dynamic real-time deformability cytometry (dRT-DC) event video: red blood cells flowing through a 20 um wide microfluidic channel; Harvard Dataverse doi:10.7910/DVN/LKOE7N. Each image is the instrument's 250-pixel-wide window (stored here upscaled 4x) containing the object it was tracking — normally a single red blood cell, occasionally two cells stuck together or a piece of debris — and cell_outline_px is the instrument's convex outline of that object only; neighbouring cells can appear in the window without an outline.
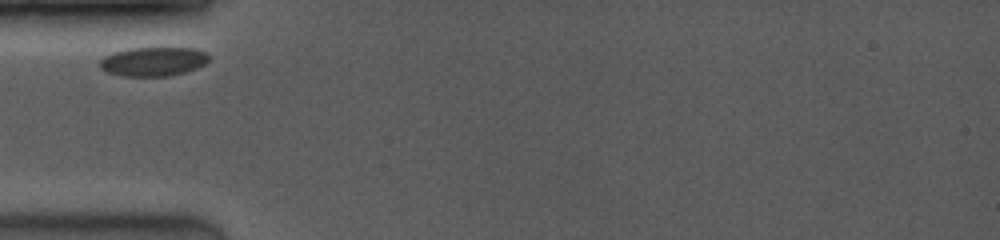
{"species": "common noctule bat (a hibernating species)", "species_latin": "Nyctalus noctula", "temperature_condition": "room temperature", "stored_images_in_passage": 13, "camera_frame_rate_fps": 4000, "um_per_image_px": 0.085, "animal": {"sex": "female", "body_mass_g": 19.0, "forearm_length_mm": 53.3}, "frame": {"image": 1, "passage_image": 1, "time_ms": 0.0, "image_size_px": [1000, 240], "cell_outline_px": [[208, 60], [204, 64], [196, 68], [184, 72], [164, 76], [124, 76], [108, 72], [100, 68], [100, 60], [104, 56], [112, 52], [128, 48], [196, 48], [204, 52], [208, 56]], "centroid_in_image_um": [12.99, 5.22], "position_along_channel_um": 72.0, "area_um2": 18.32}}
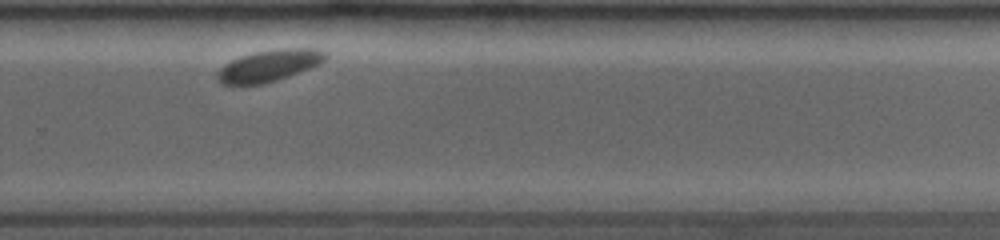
{"frame": {"image": 2, "passage_image": 10, "time_ms": 2.25, "image_size_px": [1000, 240], "cell_outline_px": [[328, 56], [320, 64], [276, 80], [260, 84], [224, 84], [220, 80], [220, 68], [224, 64], [240, 56], [256, 52], [280, 48], [316, 48], [328, 52]], "centroid_in_image_um": [22.96, 5.54], "position_along_channel_um": 306.8, "area_um2": 19.48}}
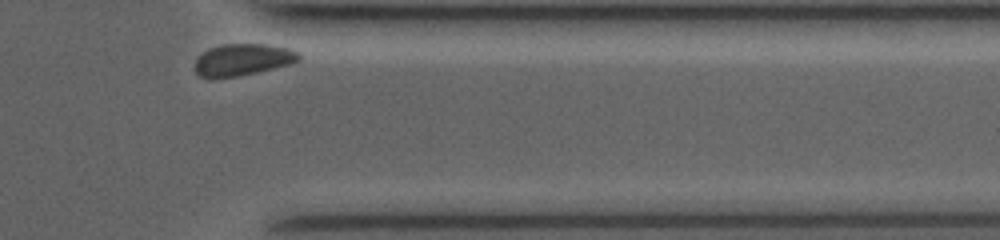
{"frame": {"image": 3, "passage_image": 13, "time_ms": 3.0, "image_size_px": [1000, 240], "cell_outline_px": [[300, 60], [288, 64], [236, 76], [200, 76], [196, 72], [196, 60], [204, 52], [212, 48], [224, 44], [264, 44], [288, 48], [300, 52]], "centroid_in_image_um": [20.68, 5.04], "position_along_channel_um": 390.7, "area_um2": 18.44}}